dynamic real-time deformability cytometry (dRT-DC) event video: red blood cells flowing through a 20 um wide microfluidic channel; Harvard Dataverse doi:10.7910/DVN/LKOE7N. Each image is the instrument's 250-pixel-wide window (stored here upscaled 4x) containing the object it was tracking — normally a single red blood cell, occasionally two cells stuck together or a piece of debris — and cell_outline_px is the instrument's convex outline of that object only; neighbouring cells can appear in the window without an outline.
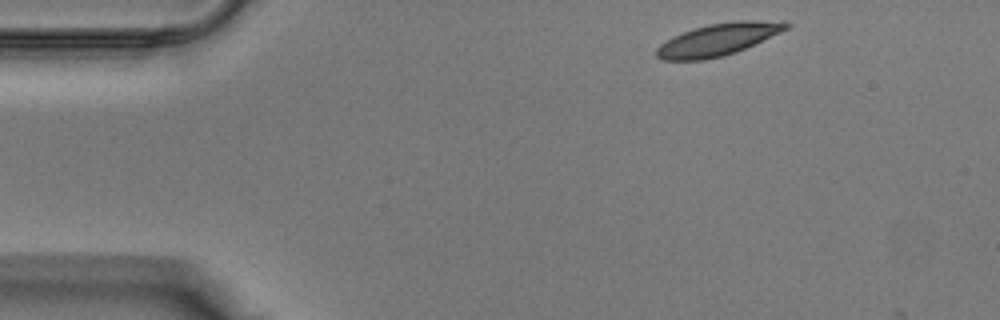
{"species": "Egyptian fruit bat (a non-hibernating species)", "species_latin": "Rousettus aegyptiacus", "temperature_condition": "warm", "stored_images_in_passage": 3, "camera_frame_rate_fps": 3000, "um_per_image_px": 0.085, "animal": {"sex": "male"}, "frame": {"image": 1, "passage_image": 1, "time_ms": 0.0, "image_size_px": [1000, 320], "cell_outline_px": [[792, 24], [788, 28], [780, 32], [736, 52], [704, 60], [660, 60], [656, 56], [656, 48], [660, 44], [692, 28], [708, 24], [736, 20], [784, 20]], "centroid_in_image_um": [61.07, 3.34], "position_along_channel_um": 23.9, "area_um2": 24.22}}